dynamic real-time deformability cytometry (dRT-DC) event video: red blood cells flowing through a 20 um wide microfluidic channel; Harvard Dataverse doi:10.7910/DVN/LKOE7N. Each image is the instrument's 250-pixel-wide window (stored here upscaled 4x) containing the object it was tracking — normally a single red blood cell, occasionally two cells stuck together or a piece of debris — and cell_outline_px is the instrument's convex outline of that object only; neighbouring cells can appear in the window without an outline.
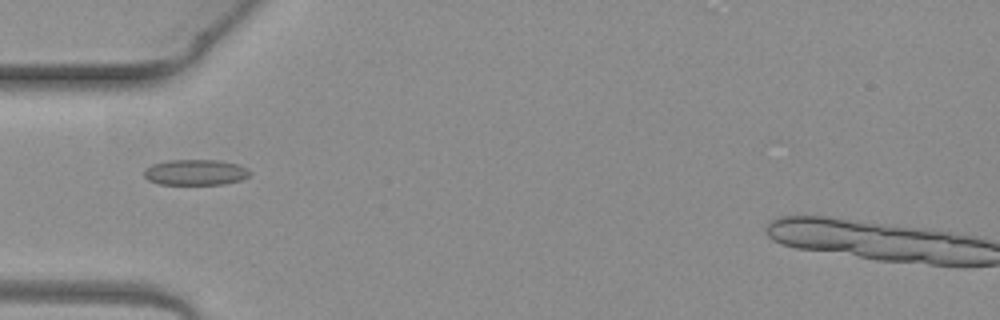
{"species": "common noctule bat (a hibernating species)", "species_latin": "Nyctalus noctula", "temperature_condition": "warm", "stored_images_in_passage": 3, "camera_frame_rate_fps": 3000, "um_per_image_px": 0.085, "animal": {"sex": "female", "body_mass_g": 19.3, "forearm_length_mm": 54.1}, "frame": {"image": 1, "passage_image": 3, "time_ms": 0.667, "image_size_px": [1000, 320], "cell_outline_px": [[252, 172], [248, 176], [240, 180], [224, 184], [160, 184], [148, 180], [144, 176], [144, 168], [152, 164], [168, 160], [220, 160], [236, 164], [248, 168]], "centroid_in_image_um": [16.61, 14.64], "position_along_channel_um": 68.4, "area_um2": 15.9}}